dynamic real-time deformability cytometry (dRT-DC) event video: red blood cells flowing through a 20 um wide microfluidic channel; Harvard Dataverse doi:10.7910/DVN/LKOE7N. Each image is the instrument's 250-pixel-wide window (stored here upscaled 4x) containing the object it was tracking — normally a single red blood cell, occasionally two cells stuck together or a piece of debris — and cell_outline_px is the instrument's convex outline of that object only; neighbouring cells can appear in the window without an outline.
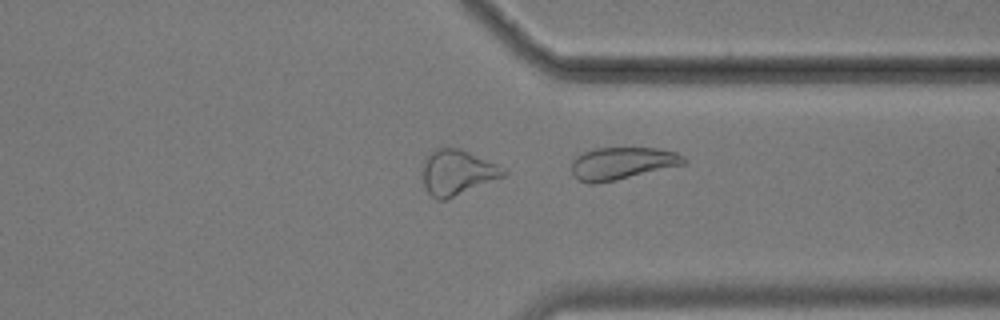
{"species": "common noctule bat (a hibernating species)", "species_latin": "Nyctalus noctula", "temperature_condition": "cold", "stored_images_in_passage": 45, "camera_frame_rate_fps": 3000, "um_per_image_px": 0.085, "animal": {"sex": "male", "body_mass_g": 17.9}, "frame": {"image": 1, "passage_image": 45, "time_ms": 14.667, "image_size_px": [1000, 320], "cell_outline_px": [[688, 160], [684, 164], [616, 180], [596, 184], [588, 184], [572, 176], [572, 160], [576, 156], [584, 152], [596, 148], [656, 148], [676, 152], [684, 156]], "centroid_in_image_um": [52.86, 13.88], "position_along_channel_um": 358.5, "area_um2": 21.15}}